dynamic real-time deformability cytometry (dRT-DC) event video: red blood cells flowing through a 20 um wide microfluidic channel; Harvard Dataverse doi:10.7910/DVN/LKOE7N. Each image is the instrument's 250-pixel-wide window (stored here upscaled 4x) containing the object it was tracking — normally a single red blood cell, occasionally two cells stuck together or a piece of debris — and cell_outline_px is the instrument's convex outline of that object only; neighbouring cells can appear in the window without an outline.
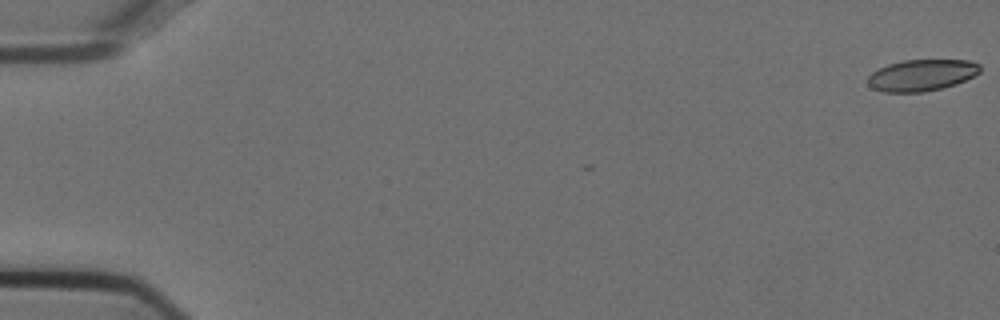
{"species": "Egyptian fruit bat (a non-hibernating species)", "species_latin": "Rousettus aegyptiacus", "temperature_condition": "cold", "stored_images_in_passage": 2, "camera_frame_rate_fps": 3000, "um_per_image_px": 0.085, "animal": {"sex": "female"}, "frame": {"image": 1, "passage_image": 2, "time_ms": 0.333, "image_size_px": [1000, 320], "cell_outline_px": [[980, 72], [956, 84], [924, 92], [884, 92], [872, 88], [868, 84], [868, 76], [872, 72], [888, 64], [904, 60], [968, 60], [980, 64]], "centroid_in_image_um": [78.33, 6.39], "position_along_channel_um": 6.7, "area_um2": 20.46}}